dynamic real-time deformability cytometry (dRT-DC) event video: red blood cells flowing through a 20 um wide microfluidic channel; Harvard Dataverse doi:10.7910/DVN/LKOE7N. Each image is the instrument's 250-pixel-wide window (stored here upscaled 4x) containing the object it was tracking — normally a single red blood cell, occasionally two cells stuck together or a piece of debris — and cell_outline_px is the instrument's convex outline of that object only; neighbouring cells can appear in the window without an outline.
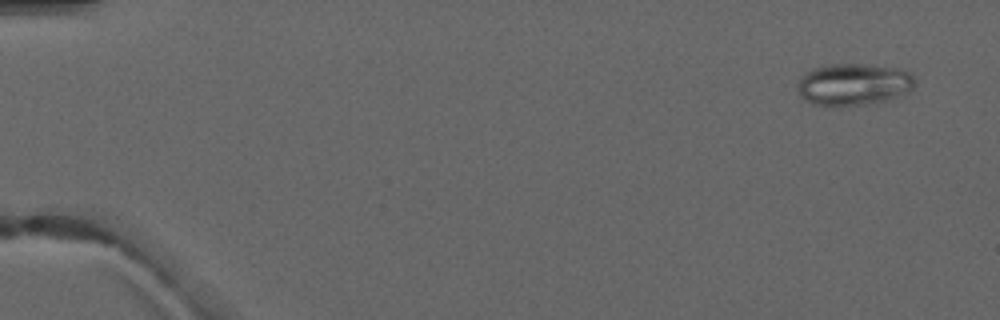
{"species": "common noctule bat (a hibernating species)", "species_latin": "Nyctalus noctula", "temperature_condition": "warm", "stored_images_in_passage": 5, "camera_frame_rate_fps": 3000, "um_per_image_px": 0.085, "animal": {"sex": "male", "forearm_length_mm": 52.5}, "frame": {"image": 1, "passage_image": 1, "time_ms": 0.0, "image_size_px": [1000, 320], "cell_outline_px": [[916, 84], [908, 92], [884, 100], [864, 104], [812, 104], [804, 100], [800, 96], [796, 88], [800, 80], [812, 68], [828, 64], [864, 64], [900, 68], [908, 72], [916, 80]], "centroid_in_image_um": [72.56, 7.14], "position_along_channel_um": 12.4, "area_um2": 28.21}}